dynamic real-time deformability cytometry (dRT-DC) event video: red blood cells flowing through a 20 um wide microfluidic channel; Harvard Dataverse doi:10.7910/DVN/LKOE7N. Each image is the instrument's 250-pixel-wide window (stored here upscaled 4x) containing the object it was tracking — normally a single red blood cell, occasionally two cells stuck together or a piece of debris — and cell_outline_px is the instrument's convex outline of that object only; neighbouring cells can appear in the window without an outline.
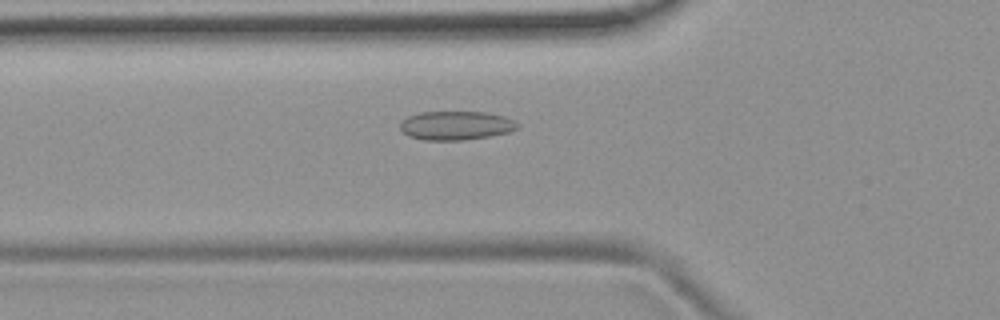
{"species": "common noctule bat (a hibernating species)", "species_latin": "Nyctalus noctula", "temperature_condition": "room temperature", "stored_images_in_passage": 54, "camera_frame_rate_fps": 3000, "um_per_image_px": 0.085, "animal": {"sex": "female", "body_mass_g": 19.9}, "frame": {"image": 1, "passage_image": 19, "time_ms": 6.0, "image_size_px": [1000, 320], "cell_outline_px": [[520, 128], [508, 132], [488, 136], [464, 140], [424, 140], [408, 136], [400, 128], [400, 124], [408, 116], [420, 112], [484, 112], [504, 116], [520, 124]], "centroid_in_image_um": [38.77, 10.67], "position_along_channel_um": 87.0, "area_um2": 19.65}}
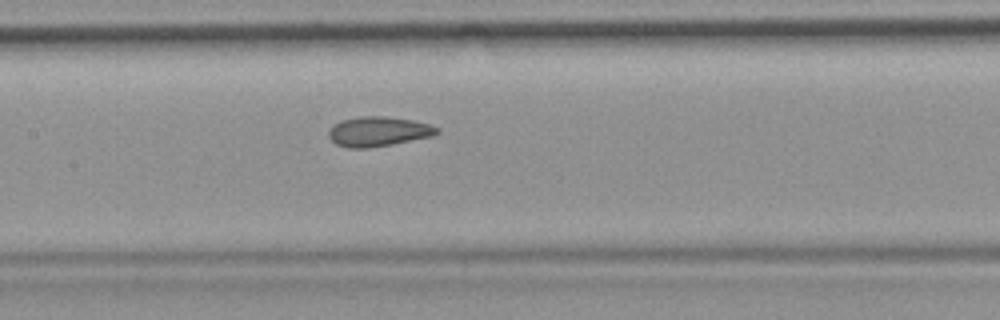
{"frame": {"image": 2, "passage_image": 26, "time_ms": 8.333, "image_size_px": [1000, 320], "cell_outline_px": [[440, 132], [432, 136], [392, 144], [368, 148], [348, 148], [336, 144], [328, 136], [328, 132], [340, 120], [360, 116], [384, 116], [412, 120], [432, 124], [440, 128]], "centroid_in_image_um": [32.19, 11.17], "position_along_channel_um": 175.2, "area_um2": 18.79}}
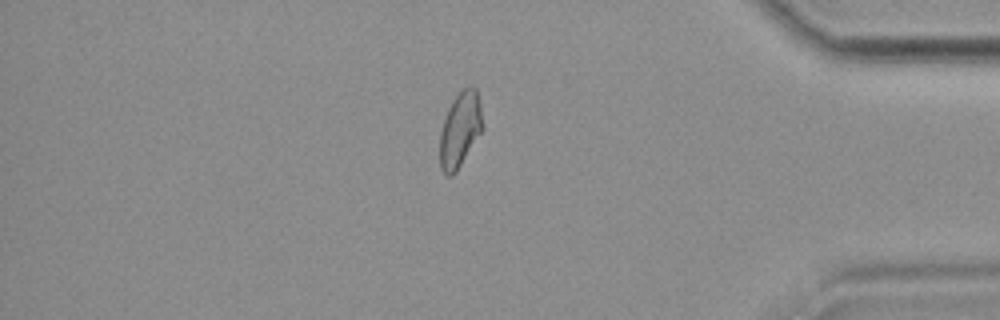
{"frame": {"image": 3, "passage_image": 46, "time_ms": 15.0, "image_size_px": [1000, 320], "cell_outline_px": [[484, 128], [456, 172], [452, 176], [448, 176], [440, 168], [440, 132], [448, 108], [452, 100], [464, 88], [472, 84], [476, 88], [480, 104]], "centroid_in_image_um": [39.12, 11.01], "position_along_channel_um": 396.1, "area_um2": 18.73}, "authors_computed_cell_mechanics": {"area_um2": 18.8428, "velocity_mm_per_s": 3.768, "shape_relaxation_time_tau1_ms": null, "shape_relaxation_time_tau2_ms": 1.2476, "deformation_change_tau1": null, "deformation_change_tau2": 0.0771}}